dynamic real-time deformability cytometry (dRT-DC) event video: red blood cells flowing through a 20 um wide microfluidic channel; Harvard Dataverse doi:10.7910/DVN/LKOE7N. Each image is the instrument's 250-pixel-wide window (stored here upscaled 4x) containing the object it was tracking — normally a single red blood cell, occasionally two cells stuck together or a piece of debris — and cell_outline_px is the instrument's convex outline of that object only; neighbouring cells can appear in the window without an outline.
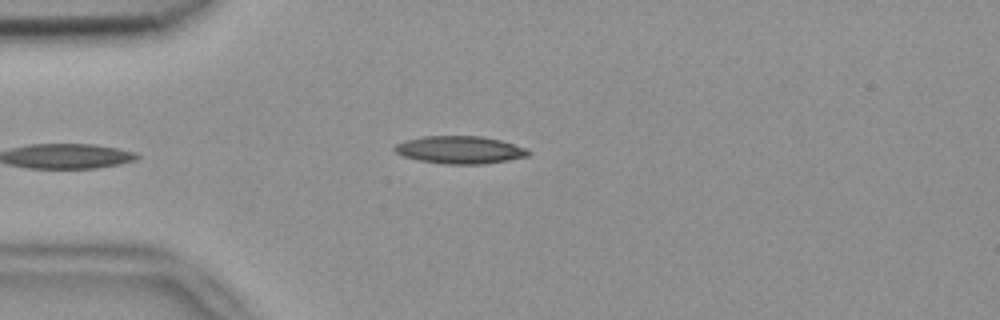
{"species": "common noctule bat (a hibernating species)", "species_latin": "Nyctalus noctula", "temperature_condition": "room temperature", "stored_images_in_passage": 3, "camera_frame_rate_fps": 3000, "um_per_image_px": 0.085, "animal": {"sex": "female", "body_mass_g": 18.4}, "frame": {"image": 1, "passage_image": 3, "time_ms": 0.667, "image_size_px": [1000, 320], "cell_outline_px": [[532, 152], [528, 156], [508, 160], [484, 164], [448, 164], [420, 160], [404, 156], [396, 152], [392, 148], [396, 144], [408, 140], [424, 136], [480, 136], [500, 140], [528, 148]], "centroid_in_image_um": [39.14, 12.73], "position_along_channel_um": 45.9, "area_um2": 21.39}}